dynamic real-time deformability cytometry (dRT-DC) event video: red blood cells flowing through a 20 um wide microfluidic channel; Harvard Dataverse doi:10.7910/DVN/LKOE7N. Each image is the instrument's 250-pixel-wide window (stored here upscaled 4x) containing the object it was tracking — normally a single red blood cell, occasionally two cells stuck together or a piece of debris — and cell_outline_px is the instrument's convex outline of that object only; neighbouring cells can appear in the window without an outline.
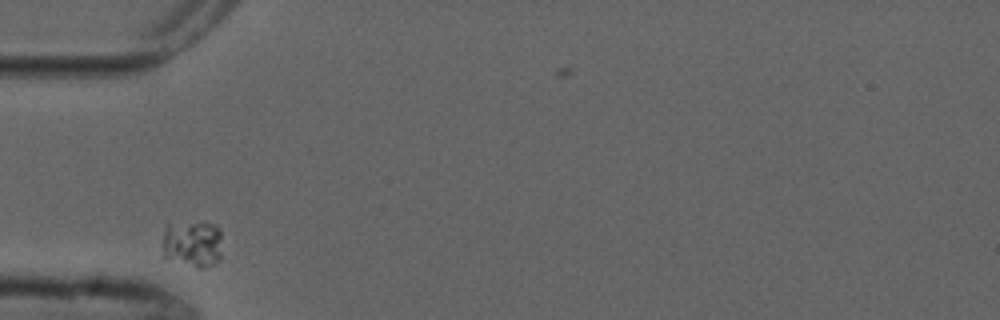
{"species": "common noctule bat (a hibernating species)", "species_latin": "Nyctalus noctula", "temperature_condition": "cold", "stored_images_in_passage": 4, "camera_frame_rate_fps": 3000, "um_per_image_px": 0.085, "animal": {"sex": "male", "forearm_length_mm": 52.5}, "frame": {"image": 1, "passage_image": 1, "time_ms": 0.0, "image_size_px": [1000, 320], "cell_outline_px": [[220, 260], [204, 268], [196, 268], [164, 260], [164, 228], [168, 224], [212, 224], [220, 228]], "centroid_in_image_um": [16.34, 20.79], "position_along_channel_um": 68.7, "area_um2": 16.24}}
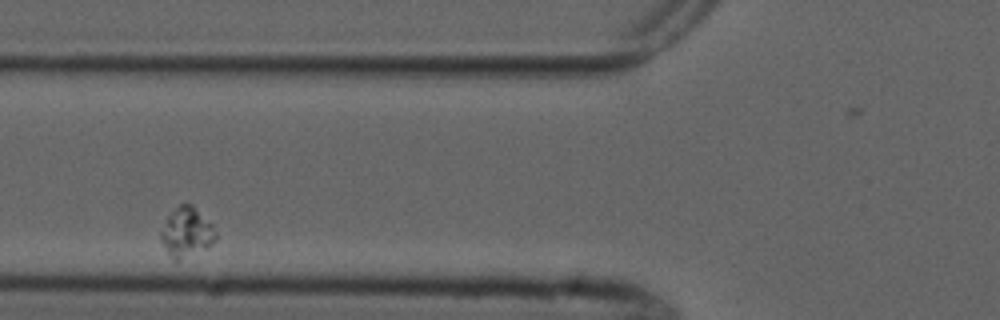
{"frame": {"image": 2, "passage_image": 2, "time_ms": 1.333, "image_size_px": [1000, 320], "cell_outline_px": [[216, 240], [212, 244], [204, 248], [176, 260], [164, 248], [160, 240], [160, 232], [168, 216], [180, 204], [192, 204], [212, 224], [216, 232]], "centroid_in_image_um": [15.86, 19.7], "position_along_channel_um": 109.9, "area_um2": 15.32}}
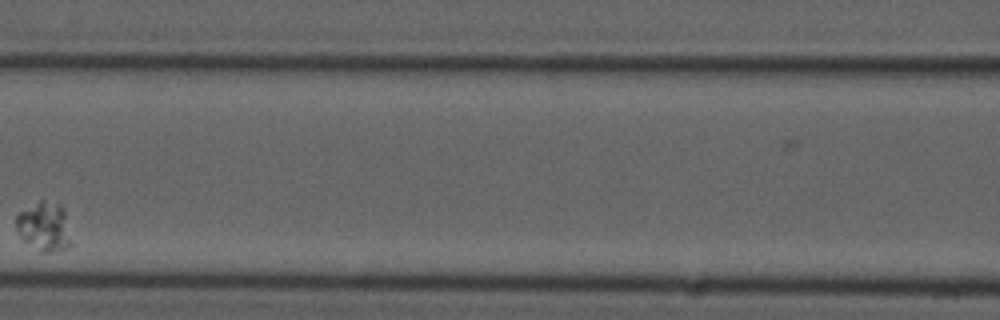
{"frame": {"image": 3, "passage_image": 3, "time_ms": 3.0, "image_size_px": [1000, 320], "cell_outline_px": [[72, 244], [64, 248], [48, 252], [44, 252], [24, 240], [20, 236], [16, 228], [16, 216], [20, 212], [40, 200], [44, 200], [60, 204], [64, 208]], "centroid_in_image_um": [3.77, 19.23], "position_along_channel_um": 162.8, "area_um2": 15.43}}